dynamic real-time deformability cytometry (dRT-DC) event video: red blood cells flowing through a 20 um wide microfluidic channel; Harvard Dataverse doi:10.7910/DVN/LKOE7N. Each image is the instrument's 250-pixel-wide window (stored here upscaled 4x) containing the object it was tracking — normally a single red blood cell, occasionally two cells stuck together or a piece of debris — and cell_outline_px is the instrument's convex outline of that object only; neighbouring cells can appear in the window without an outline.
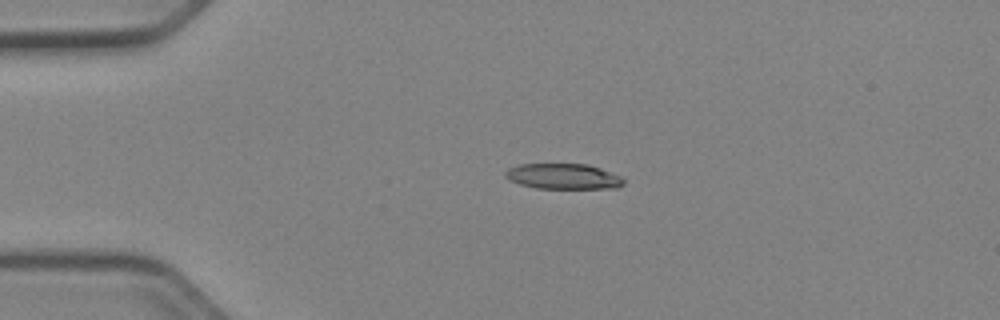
{"species": "Egyptian fruit bat (a non-hibernating species)", "species_latin": "Rousettus aegyptiacus", "temperature_condition": "cold", "stored_images_in_passage": 41, "camera_frame_rate_fps": 3000, "um_per_image_px": 0.085, "animal": {"sex": "female"}, "frame": {"image": 1, "passage_image": 1, "time_ms": 0.0, "image_size_px": [1000, 320], "cell_outline_px": [[624, 184], [616, 188], [536, 188], [520, 184], [508, 180], [504, 176], [504, 172], [508, 168], [520, 164], [588, 164], [600, 168], [620, 176], [624, 180]], "centroid_in_image_um": [47.85, 14.99], "position_along_channel_um": 37.2, "area_um2": 17.57}}
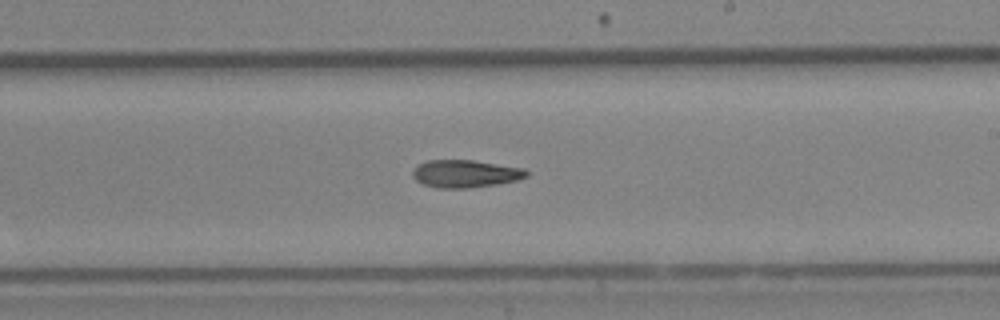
{"frame": {"image": 2, "passage_image": 20, "time_ms": 6.333, "image_size_px": [1000, 320], "cell_outline_px": [[528, 176], [520, 180], [496, 184], [468, 188], [440, 188], [424, 184], [416, 180], [412, 176], [412, 172], [420, 164], [428, 160], [472, 160], [524, 168], [528, 172]], "centroid_in_image_um": [39.59, 14.76], "position_along_channel_um": 249.4, "area_um2": 18.21}}
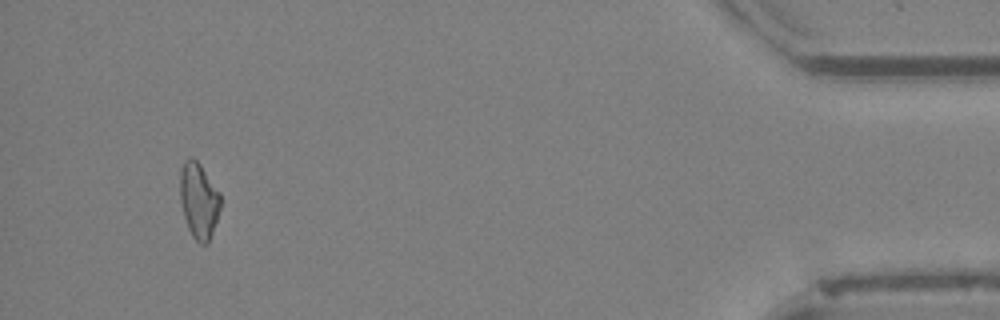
{"frame": {"image": 3, "passage_image": 38, "time_ms": 12.333, "image_size_px": [1000, 320], "cell_outline_px": [[220, 208], [208, 244], [200, 244], [192, 236], [188, 228], [184, 216], [180, 200], [180, 172], [184, 160], [188, 156], [192, 156], [200, 164], [220, 192]], "centroid_in_image_um": [16.89, 17.02], "position_along_channel_um": 418.3, "area_um2": 17.86}, "authors_computed_cell_mechanics": {"area_um2": 18.2648, "velocity_mm_per_s": 3.9734, "shape_relaxation_time_tau1_ms": 6.9668, "shape_relaxation_time_tau2_ms": null, "deformation_change_tau1": 0.1565, "deformation_change_tau2": null}}